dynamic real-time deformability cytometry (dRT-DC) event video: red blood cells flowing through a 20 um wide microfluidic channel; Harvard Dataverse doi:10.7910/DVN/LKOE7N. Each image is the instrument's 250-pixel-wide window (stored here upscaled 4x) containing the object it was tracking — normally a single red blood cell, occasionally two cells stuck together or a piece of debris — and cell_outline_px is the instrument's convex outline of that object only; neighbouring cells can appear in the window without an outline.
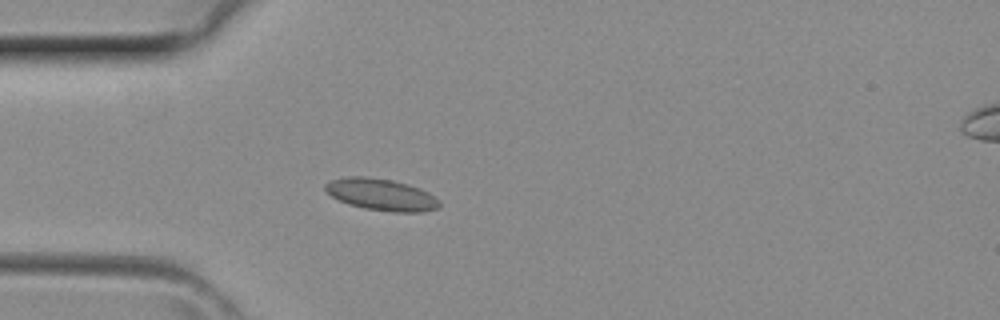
{"species": "common noctule bat (a hibernating species)", "species_latin": "Nyctalus noctula", "temperature_condition": "room temperature", "stored_images_in_passage": 4, "camera_frame_rate_fps": 3000, "um_per_image_px": 0.085, "animal": {"sex": "female", "body_mass_g": 29.2, "forearm_length_mm": 56.3}, "frame": {"image": 1, "passage_image": 4, "time_ms": 1.0, "image_size_px": [1000, 320], "cell_outline_px": [[440, 208], [424, 212], [392, 212], [364, 208], [348, 204], [332, 196], [324, 188], [324, 184], [332, 180], [348, 176], [364, 176], [392, 180], [408, 184], [420, 188], [428, 192], [440, 200]], "centroid_in_image_um": [32.45, 16.54], "position_along_channel_um": 52.6, "area_um2": 21.21}}